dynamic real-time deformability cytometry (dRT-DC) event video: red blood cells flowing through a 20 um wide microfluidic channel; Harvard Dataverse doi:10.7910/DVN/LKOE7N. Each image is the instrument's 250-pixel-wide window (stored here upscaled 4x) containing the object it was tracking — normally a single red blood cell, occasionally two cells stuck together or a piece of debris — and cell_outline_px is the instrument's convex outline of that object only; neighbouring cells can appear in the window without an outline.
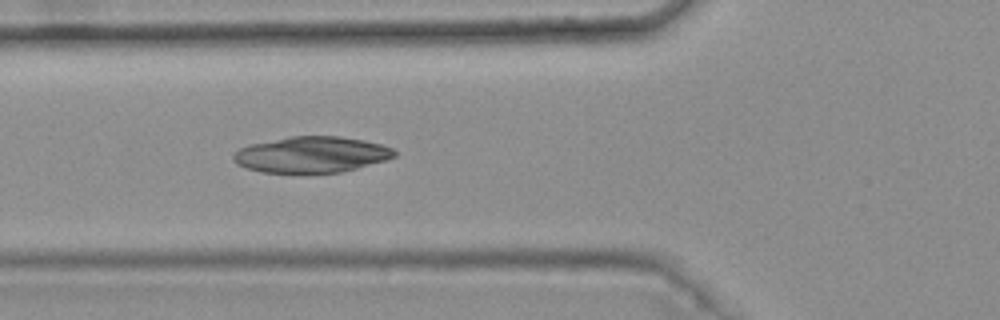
{"species": "common noctule bat (a hibernating species)", "species_latin": "Nyctalus noctula", "temperature_condition": "warm", "stored_images_in_passage": 3, "camera_frame_rate_fps": 3000, "um_per_image_px": 0.085, "animal": {"sex": "female", "body_mass_g": 25.1}, "frame": {"image": 1, "passage_image": 3, "time_ms": 0.667, "image_size_px": [1000, 320], "cell_outline_px": [[396, 156], [384, 160], [356, 168], [340, 172], [260, 172], [244, 168], [236, 164], [232, 156], [240, 148], [248, 144], [288, 136], [340, 136], [364, 140], [380, 144], [392, 148], [396, 152]], "centroid_in_image_um": [26.43, 13.12], "position_along_channel_um": 99.4, "area_um2": 33.7}}